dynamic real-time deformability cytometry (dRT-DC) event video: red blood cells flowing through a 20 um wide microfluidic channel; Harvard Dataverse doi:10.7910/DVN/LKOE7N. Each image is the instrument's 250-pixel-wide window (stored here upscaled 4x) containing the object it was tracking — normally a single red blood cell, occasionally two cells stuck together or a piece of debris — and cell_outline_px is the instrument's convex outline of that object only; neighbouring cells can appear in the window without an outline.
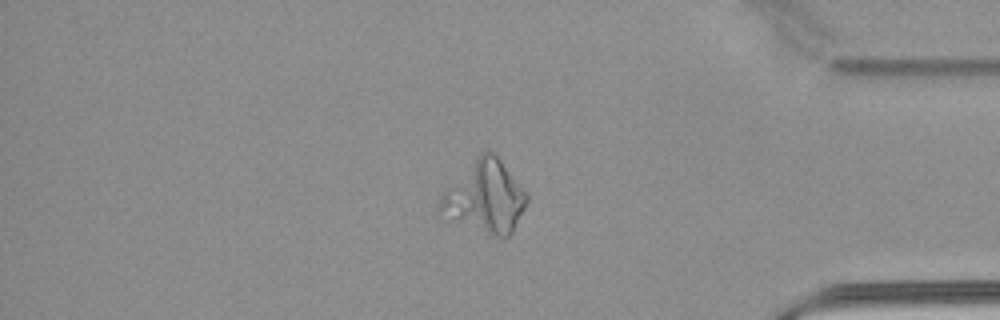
{"species": "common noctule bat (a hibernating species)", "species_latin": "Nyctalus noctula", "temperature_condition": "warm", "stored_images_in_passage": 48, "camera_frame_rate_fps": 3000, "um_per_image_px": 0.085, "animal": {"sex": "male", "body_mass_g": 21.5, "forearm_length_mm": 52.0}, "frame": {"image": 1, "passage_image": 40, "time_ms": 13.0, "image_size_px": [1000, 320], "cell_outline_px": [[528, 200], [512, 232], [504, 240], [492, 236], [436, 216], [436, 208], [440, 196], [480, 152], [488, 148], [492, 148], [528, 196]], "centroid_in_image_um": [41.17, 16.78], "position_along_channel_um": 394.0, "area_um2": 36.88}}